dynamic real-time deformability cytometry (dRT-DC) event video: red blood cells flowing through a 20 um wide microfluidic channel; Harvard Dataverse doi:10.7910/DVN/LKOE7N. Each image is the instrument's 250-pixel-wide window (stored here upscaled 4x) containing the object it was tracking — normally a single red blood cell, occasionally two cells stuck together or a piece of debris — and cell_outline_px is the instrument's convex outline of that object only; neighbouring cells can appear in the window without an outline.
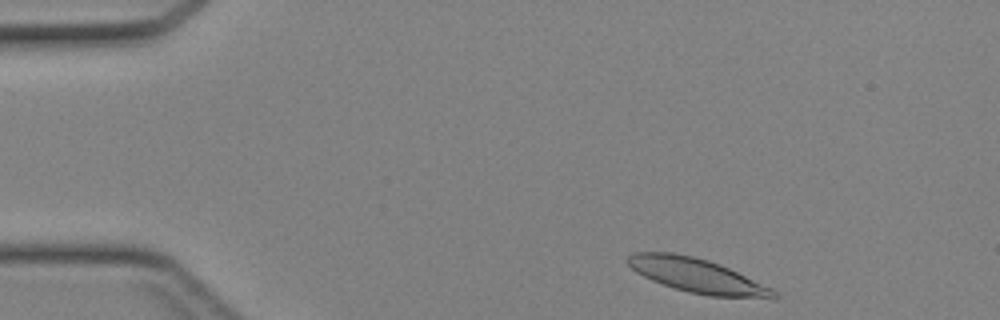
{"species": "Egyptian fruit bat (a non-hibernating species)", "species_latin": "Rousettus aegyptiacus", "temperature_condition": "cold", "stored_images_in_passage": 39, "camera_frame_rate_fps": 3000, "um_per_image_px": 0.085, "animal": {"sex": "female"}, "frame": {"image": 1, "passage_image": 1, "time_ms": 0.0, "image_size_px": [1000, 320], "cell_outline_px": [[780, 296], [776, 300], [772, 300], [708, 296], [688, 292], [652, 280], [636, 272], [624, 260], [628, 256], [636, 252], [672, 252], [692, 256], [708, 260], [720, 264], [772, 288]], "centroid_in_image_um": [59.34, 23.45], "position_along_channel_um": 25.7, "area_um2": 29.42}}
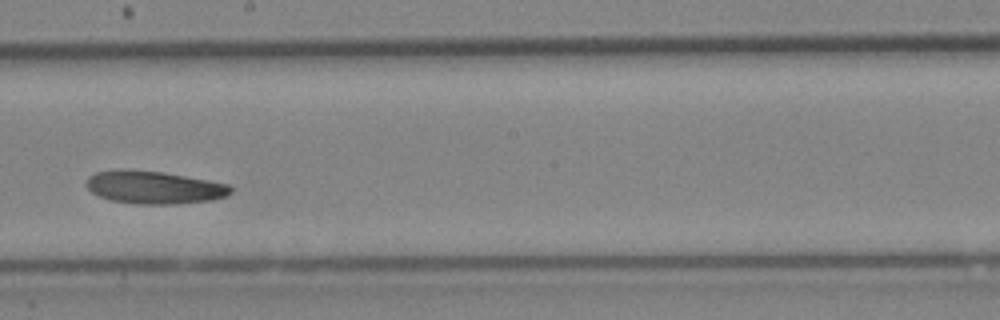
{"frame": {"image": 2, "passage_image": 20, "time_ms": 6.333, "image_size_px": [1000, 320], "cell_outline_px": [[236, 188], [232, 192], [224, 196], [212, 200], [176, 204], [140, 204], [112, 200], [100, 196], [92, 192], [84, 184], [88, 176], [96, 172], [120, 168], [124, 168], [164, 172], [208, 180], [228, 184]], "centroid_in_image_um": [13.09, 15.91], "position_along_channel_um": 235.1, "area_um2": 27.86}}
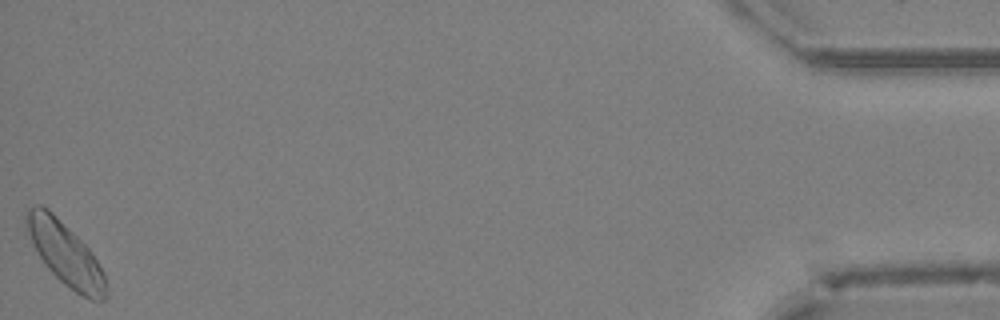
{"frame": {"image": 3, "passage_image": 39, "time_ms": 12.667, "image_size_px": [1000, 320], "cell_outline_px": [[108, 296], [104, 300], [92, 300], [76, 292], [64, 284], [44, 264], [32, 244], [24, 228], [24, 216], [28, 208], [32, 204], [40, 204], [48, 208], [92, 252], [104, 272]], "centroid_in_image_um": [5.51, 21.54], "position_along_channel_um": 429.7, "area_um2": 29.25}}